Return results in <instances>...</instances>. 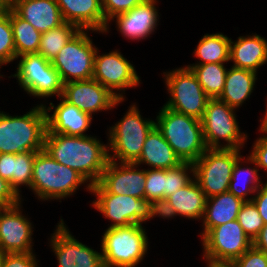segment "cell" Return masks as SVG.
<instances>
[{"instance_id": "1", "label": "cell", "mask_w": 267, "mask_h": 267, "mask_svg": "<svg viewBox=\"0 0 267 267\" xmlns=\"http://www.w3.org/2000/svg\"><path fill=\"white\" fill-rule=\"evenodd\" d=\"M44 150L58 163L77 171L91 185L96 184L108 161V145L95 136H68L60 133H46Z\"/></svg>"}, {"instance_id": "2", "label": "cell", "mask_w": 267, "mask_h": 267, "mask_svg": "<svg viewBox=\"0 0 267 267\" xmlns=\"http://www.w3.org/2000/svg\"><path fill=\"white\" fill-rule=\"evenodd\" d=\"M46 131L47 112L42 103L22 116L0 111V153L42 151Z\"/></svg>"}, {"instance_id": "3", "label": "cell", "mask_w": 267, "mask_h": 267, "mask_svg": "<svg viewBox=\"0 0 267 267\" xmlns=\"http://www.w3.org/2000/svg\"><path fill=\"white\" fill-rule=\"evenodd\" d=\"M155 125L182 162L194 163L207 150L198 118L162 106Z\"/></svg>"}, {"instance_id": "4", "label": "cell", "mask_w": 267, "mask_h": 267, "mask_svg": "<svg viewBox=\"0 0 267 267\" xmlns=\"http://www.w3.org/2000/svg\"><path fill=\"white\" fill-rule=\"evenodd\" d=\"M85 183L82 175L58 163L44 149L36 153L30 189L41 201L70 197Z\"/></svg>"}, {"instance_id": "5", "label": "cell", "mask_w": 267, "mask_h": 267, "mask_svg": "<svg viewBox=\"0 0 267 267\" xmlns=\"http://www.w3.org/2000/svg\"><path fill=\"white\" fill-rule=\"evenodd\" d=\"M142 224L107 228L101 239L104 267H135L147 254L148 236Z\"/></svg>"}, {"instance_id": "6", "label": "cell", "mask_w": 267, "mask_h": 267, "mask_svg": "<svg viewBox=\"0 0 267 267\" xmlns=\"http://www.w3.org/2000/svg\"><path fill=\"white\" fill-rule=\"evenodd\" d=\"M146 119L134 103L123 118L110 127L107 143L110 161L134 163L140 157L146 137L155 126V121Z\"/></svg>"}, {"instance_id": "7", "label": "cell", "mask_w": 267, "mask_h": 267, "mask_svg": "<svg viewBox=\"0 0 267 267\" xmlns=\"http://www.w3.org/2000/svg\"><path fill=\"white\" fill-rule=\"evenodd\" d=\"M235 110L218 98L209 99L201 119L207 149L241 150L244 147L248 136L240 131ZM220 140L226 144H221Z\"/></svg>"}, {"instance_id": "8", "label": "cell", "mask_w": 267, "mask_h": 267, "mask_svg": "<svg viewBox=\"0 0 267 267\" xmlns=\"http://www.w3.org/2000/svg\"><path fill=\"white\" fill-rule=\"evenodd\" d=\"M163 74L171 96L164 106L201 120L210 97L204 92L192 70L183 66Z\"/></svg>"}, {"instance_id": "9", "label": "cell", "mask_w": 267, "mask_h": 267, "mask_svg": "<svg viewBox=\"0 0 267 267\" xmlns=\"http://www.w3.org/2000/svg\"><path fill=\"white\" fill-rule=\"evenodd\" d=\"M239 149H207L193 163L194 178L207 198L228 192Z\"/></svg>"}, {"instance_id": "10", "label": "cell", "mask_w": 267, "mask_h": 267, "mask_svg": "<svg viewBox=\"0 0 267 267\" xmlns=\"http://www.w3.org/2000/svg\"><path fill=\"white\" fill-rule=\"evenodd\" d=\"M88 31L94 30L80 29L51 61L63 84L93 77L97 48L88 36Z\"/></svg>"}, {"instance_id": "11", "label": "cell", "mask_w": 267, "mask_h": 267, "mask_svg": "<svg viewBox=\"0 0 267 267\" xmlns=\"http://www.w3.org/2000/svg\"><path fill=\"white\" fill-rule=\"evenodd\" d=\"M20 59L14 75L18 84L34 97L62 96L63 82L58 71L52 66L51 61L39 53L26 54L16 58Z\"/></svg>"}, {"instance_id": "12", "label": "cell", "mask_w": 267, "mask_h": 267, "mask_svg": "<svg viewBox=\"0 0 267 267\" xmlns=\"http://www.w3.org/2000/svg\"><path fill=\"white\" fill-rule=\"evenodd\" d=\"M97 198L92 206L111 220L108 228L142 224L151 219V201L109 192H91Z\"/></svg>"}, {"instance_id": "13", "label": "cell", "mask_w": 267, "mask_h": 267, "mask_svg": "<svg viewBox=\"0 0 267 267\" xmlns=\"http://www.w3.org/2000/svg\"><path fill=\"white\" fill-rule=\"evenodd\" d=\"M92 78L107 88L119 100H125L122 90L137 87L141 84L140 77L133 64L118 50L99 55L97 48Z\"/></svg>"}, {"instance_id": "14", "label": "cell", "mask_w": 267, "mask_h": 267, "mask_svg": "<svg viewBox=\"0 0 267 267\" xmlns=\"http://www.w3.org/2000/svg\"><path fill=\"white\" fill-rule=\"evenodd\" d=\"M203 258L235 261L252 245L237 219L213 227L202 238Z\"/></svg>"}, {"instance_id": "15", "label": "cell", "mask_w": 267, "mask_h": 267, "mask_svg": "<svg viewBox=\"0 0 267 267\" xmlns=\"http://www.w3.org/2000/svg\"><path fill=\"white\" fill-rule=\"evenodd\" d=\"M146 170L135 163L108 161L99 181L91 185L90 192H109L145 198Z\"/></svg>"}, {"instance_id": "16", "label": "cell", "mask_w": 267, "mask_h": 267, "mask_svg": "<svg viewBox=\"0 0 267 267\" xmlns=\"http://www.w3.org/2000/svg\"><path fill=\"white\" fill-rule=\"evenodd\" d=\"M63 219L51 234L50 246L59 267H104L102 254L79 242L70 233Z\"/></svg>"}, {"instance_id": "17", "label": "cell", "mask_w": 267, "mask_h": 267, "mask_svg": "<svg viewBox=\"0 0 267 267\" xmlns=\"http://www.w3.org/2000/svg\"><path fill=\"white\" fill-rule=\"evenodd\" d=\"M61 97L91 117L99 111L111 110L124 101L93 78L63 84Z\"/></svg>"}, {"instance_id": "18", "label": "cell", "mask_w": 267, "mask_h": 267, "mask_svg": "<svg viewBox=\"0 0 267 267\" xmlns=\"http://www.w3.org/2000/svg\"><path fill=\"white\" fill-rule=\"evenodd\" d=\"M21 209V202L0 208V248L6 253L34 252L33 226Z\"/></svg>"}, {"instance_id": "19", "label": "cell", "mask_w": 267, "mask_h": 267, "mask_svg": "<svg viewBox=\"0 0 267 267\" xmlns=\"http://www.w3.org/2000/svg\"><path fill=\"white\" fill-rule=\"evenodd\" d=\"M157 2V0H145L130 11L116 15L108 22L104 33H109V24L115 19L117 30L123 37L137 41L146 39L154 33L157 23H159Z\"/></svg>"}, {"instance_id": "20", "label": "cell", "mask_w": 267, "mask_h": 267, "mask_svg": "<svg viewBox=\"0 0 267 267\" xmlns=\"http://www.w3.org/2000/svg\"><path fill=\"white\" fill-rule=\"evenodd\" d=\"M57 106L50 102V106L44 105L47 112L46 133H60L68 136H89L85 132L90 128L93 117L82 112L78 107L70 104L62 97ZM53 114H49V111Z\"/></svg>"}, {"instance_id": "21", "label": "cell", "mask_w": 267, "mask_h": 267, "mask_svg": "<svg viewBox=\"0 0 267 267\" xmlns=\"http://www.w3.org/2000/svg\"><path fill=\"white\" fill-rule=\"evenodd\" d=\"M64 22L104 34L108 25L102 0H56Z\"/></svg>"}, {"instance_id": "22", "label": "cell", "mask_w": 267, "mask_h": 267, "mask_svg": "<svg viewBox=\"0 0 267 267\" xmlns=\"http://www.w3.org/2000/svg\"><path fill=\"white\" fill-rule=\"evenodd\" d=\"M11 8L41 33L64 23L56 0H16Z\"/></svg>"}, {"instance_id": "23", "label": "cell", "mask_w": 267, "mask_h": 267, "mask_svg": "<svg viewBox=\"0 0 267 267\" xmlns=\"http://www.w3.org/2000/svg\"><path fill=\"white\" fill-rule=\"evenodd\" d=\"M230 61L234 62L233 67L258 72L267 63V39L253 33L230 40Z\"/></svg>"}, {"instance_id": "24", "label": "cell", "mask_w": 267, "mask_h": 267, "mask_svg": "<svg viewBox=\"0 0 267 267\" xmlns=\"http://www.w3.org/2000/svg\"><path fill=\"white\" fill-rule=\"evenodd\" d=\"M149 165V169H171L183 163L164 139L156 125L148 133L140 157L134 162ZM152 167V168H151Z\"/></svg>"}, {"instance_id": "25", "label": "cell", "mask_w": 267, "mask_h": 267, "mask_svg": "<svg viewBox=\"0 0 267 267\" xmlns=\"http://www.w3.org/2000/svg\"><path fill=\"white\" fill-rule=\"evenodd\" d=\"M244 201L230 192L217 194L207 198L203 216L201 238L213 227L236 220Z\"/></svg>"}, {"instance_id": "26", "label": "cell", "mask_w": 267, "mask_h": 267, "mask_svg": "<svg viewBox=\"0 0 267 267\" xmlns=\"http://www.w3.org/2000/svg\"><path fill=\"white\" fill-rule=\"evenodd\" d=\"M256 76L257 72L231 66L227 71L225 85L218 99L238 109L253 93Z\"/></svg>"}, {"instance_id": "27", "label": "cell", "mask_w": 267, "mask_h": 267, "mask_svg": "<svg viewBox=\"0 0 267 267\" xmlns=\"http://www.w3.org/2000/svg\"><path fill=\"white\" fill-rule=\"evenodd\" d=\"M166 199L173 206L177 215L187 219H203L207 197L195 178Z\"/></svg>"}, {"instance_id": "28", "label": "cell", "mask_w": 267, "mask_h": 267, "mask_svg": "<svg viewBox=\"0 0 267 267\" xmlns=\"http://www.w3.org/2000/svg\"><path fill=\"white\" fill-rule=\"evenodd\" d=\"M243 160L245 159L241 155L235 163L231 176V181L229 183L228 192L232 193L244 202H249L253 199L252 194H255L263 183L260 180L258 173L259 169H257L258 167L256 166L254 160L250 156H247V159L245 161ZM245 163L253 164L254 168H250L248 166L246 168L243 167L242 164ZM240 184L243 186H241ZM249 195H251V198L247 197Z\"/></svg>"}, {"instance_id": "29", "label": "cell", "mask_w": 267, "mask_h": 267, "mask_svg": "<svg viewBox=\"0 0 267 267\" xmlns=\"http://www.w3.org/2000/svg\"><path fill=\"white\" fill-rule=\"evenodd\" d=\"M230 38L222 33L205 34L194 50V57L201 60L196 64L225 63L230 61Z\"/></svg>"}, {"instance_id": "30", "label": "cell", "mask_w": 267, "mask_h": 267, "mask_svg": "<svg viewBox=\"0 0 267 267\" xmlns=\"http://www.w3.org/2000/svg\"><path fill=\"white\" fill-rule=\"evenodd\" d=\"M10 22L13 28L15 60L19 56L38 53L42 33L22 19L12 8Z\"/></svg>"}, {"instance_id": "31", "label": "cell", "mask_w": 267, "mask_h": 267, "mask_svg": "<svg viewBox=\"0 0 267 267\" xmlns=\"http://www.w3.org/2000/svg\"><path fill=\"white\" fill-rule=\"evenodd\" d=\"M225 63H206L202 65H187L195 74L204 92L210 98H218L224 88L228 69Z\"/></svg>"}, {"instance_id": "32", "label": "cell", "mask_w": 267, "mask_h": 267, "mask_svg": "<svg viewBox=\"0 0 267 267\" xmlns=\"http://www.w3.org/2000/svg\"><path fill=\"white\" fill-rule=\"evenodd\" d=\"M79 30L80 28L75 24L64 22L62 25L42 33L38 53L52 61Z\"/></svg>"}, {"instance_id": "33", "label": "cell", "mask_w": 267, "mask_h": 267, "mask_svg": "<svg viewBox=\"0 0 267 267\" xmlns=\"http://www.w3.org/2000/svg\"><path fill=\"white\" fill-rule=\"evenodd\" d=\"M37 152L39 151L14 154L13 189L18 195H21L20 186H27L29 189L31 187L33 165Z\"/></svg>"}, {"instance_id": "34", "label": "cell", "mask_w": 267, "mask_h": 267, "mask_svg": "<svg viewBox=\"0 0 267 267\" xmlns=\"http://www.w3.org/2000/svg\"><path fill=\"white\" fill-rule=\"evenodd\" d=\"M14 60L15 44L9 11L0 15V67Z\"/></svg>"}, {"instance_id": "35", "label": "cell", "mask_w": 267, "mask_h": 267, "mask_svg": "<svg viewBox=\"0 0 267 267\" xmlns=\"http://www.w3.org/2000/svg\"><path fill=\"white\" fill-rule=\"evenodd\" d=\"M237 221L244 232L253 240L263 228L264 221L252 201L244 202L238 213Z\"/></svg>"}, {"instance_id": "36", "label": "cell", "mask_w": 267, "mask_h": 267, "mask_svg": "<svg viewBox=\"0 0 267 267\" xmlns=\"http://www.w3.org/2000/svg\"><path fill=\"white\" fill-rule=\"evenodd\" d=\"M193 178V163L183 162L175 168L166 169L165 199L171 194L175 193L177 189L187 185Z\"/></svg>"}, {"instance_id": "37", "label": "cell", "mask_w": 267, "mask_h": 267, "mask_svg": "<svg viewBox=\"0 0 267 267\" xmlns=\"http://www.w3.org/2000/svg\"><path fill=\"white\" fill-rule=\"evenodd\" d=\"M166 170L147 169L145 180V199H165Z\"/></svg>"}, {"instance_id": "38", "label": "cell", "mask_w": 267, "mask_h": 267, "mask_svg": "<svg viewBox=\"0 0 267 267\" xmlns=\"http://www.w3.org/2000/svg\"><path fill=\"white\" fill-rule=\"evenodd\" d=\"M145 0H102V9L105 20L109 22L118 14L130 11Z\"/></svg>"}, {"instance_id": "39", "label": "cell", "mask_w": 267, "mask_h": 267, "mask_svg": "<svg viewBox=\"0 0 267 267\" xmlns=\"http://www.w3.org/2000/svg\"><path fill=\"white\" fill-rule=\"evenodd\" d=\"M235 262L237 267H267V254L252 245Z\"/></svg>"}, {"instance_id": "40", "label": "cell", "mask_w": 267, "mask_h": 267, "mask_svg": "<svg viewBox=\"0 0 267 267\" xmlns=\"http://www.w3.org/2000/svg\"><path fill=\"white\" fill-rule=\"evenodd\" d=\"M36 254L29 253H6L2 267H39Z\"/></svg>"}, {"instance_id": "41", "label": "cell", "mask_w": 267, "mask_h": 267, "mask_svg": "<svg viewBox=\"0 0 267 267\" xmlns=\"http://www.w3.org/2000/svg\"><path fill=\"white\" fill-rule=\"evenodd\" d=\"M253 144L250 157L258 168L267 171V136L262 133V137L257 138Z\"/></svg>"}, {"instance_id": "42", "label": "cell", "mask_w": 267, "mask_h": 267, "mask_svg": "<svg viewBox=\"0 0 267 267\" xmlns=\"http://www.w3.org/2000/svg\"><path fill=\"white\" fill-rule=\"evenodd\" d=\"M22 202L20 195L10 185V182L0 177V206H14Z\"/></svg>"}, {"instance_id": "43", "label": "cell", "mask_w": 267, "mask_h": 267, "mask_svg": "<svg viewBox=\"0 0 267 267\" xmlns=\"http://www.w3.org/2000/svg\"><path fill=\"white\" fill-rule=\"evenodd\" d=\"M172 218L177 215L173 206L167 199H159L151 201V218L157 217Z\"/></svg>"}, {"instance_id": "44", "label": "cell", "mask_w": 267, "mask_h": 267, "mask_svg": "<svg viewBox=\"0 0 267 267\" xmlns=\"http://www.w3.org/2000/svg\"><path fill=\"white\" fill-rule=\"evenodd\" d=\"M251 201L255 204L264 224H267V181L259 187Z\"/></svg>"}, {"instance_id": "45", "label": "cell", "mask_w": 267, "mask_h": 267, "mask_svg": "<svg viewBox=\"0 0 267 267\" xmlns=\"http://www.w3.org/2000/svg\"><path fill=\"white\" fill-rule=\"evenodd\" d=\"M14 154L0 153V177L10 182L13 188Z\"/></svg>"}, {"instance_id": "46", "label": "cell", "mask_w": 267, "mask_h": 267, "mask_svg": "<svg viewBox=\"0 0 267 267\" xmlns=\"http://www.w3.org/2000/svg\"><path fill=\"white\" fill-rule=\"evenodd\" d=\"M253 246L267 254V224L263 226L259 234L253 239Z\"/></svg>"}, {"instance_id": "47", "label": "cell", "mask_w": 267, "mask_h": 267, "mask_svg": "<svg viewBox=\"0 0 267 267\" xmlns=\"http://www.w3.org/2000/svg\"><path fill=\"white\" fill-rule=\"evenodd\" d=\"M207 262L208 267H237L235 261L215 260L211 258H203Z\"/></svg>"}, {"instance_id": "48", "label": "cell", "mask_w": 267, "mask_h": 267, "mask_svg": "<svg viewBox=\"0 0 267 267\" xmlns=\"http://www.w3.org/2000/svg\"><path fill=\"white\" fill-rule=\"evenodd\" d=\"M11 4L7 0H0V15L9 12Z\"/></svg>"}, {"instance_id": "49", "label": "cell", "mask_w": 267, "mask_h": 267, "mask_svg": "<svg viewBox=\"0 0 267 267\" xmlns=\"http://www.w3.org/2000/svg\"><path fill=\"white\" fill-rule=\"evenodd\" d=\"M260 124L259 131L267 136V115H264Z\"/></svg>"}, {"instance_id": "50", "label": "cell", "mask_w": 267, "mask_h": 267, "mask_svg": "<svg viewBox=\"0 0 267 267\" xmlns=\"http://www.w3.org/2000/svg\"><path fill=\"white\" fill-rule=\"evenodd\" d=\"M6 255V252H4L1 248H0V267L3 266V262H4V257Z\"/></svg>"}, {"instance_id": "51", "label": "cell", "mask_w": 267, "mask_h": 267, "mask_svg": "<svg viewBox=\"0 0 267 267\" xmlns=\"http://www.w3.org/2000/svg\"><path fill=\"white\" fill-rule=\"evenodd\" d=\"M11 5L16 1V0H7Z\"/></svg>"}, {"instance_id": "52", "label": "cell", "mask_w": 267, "mask_h": 267, "mask_svg": "<svg viewBox=\"0 0 267 267\" xmlns=\"http://www.w3.org/2000/svg\"><path fill=\"white\" fill-rule=\"evenodd\" d=\"M266 103H267V102H266ZM265 115H267V105H266Z\"/></svg>"}]
</instances>
